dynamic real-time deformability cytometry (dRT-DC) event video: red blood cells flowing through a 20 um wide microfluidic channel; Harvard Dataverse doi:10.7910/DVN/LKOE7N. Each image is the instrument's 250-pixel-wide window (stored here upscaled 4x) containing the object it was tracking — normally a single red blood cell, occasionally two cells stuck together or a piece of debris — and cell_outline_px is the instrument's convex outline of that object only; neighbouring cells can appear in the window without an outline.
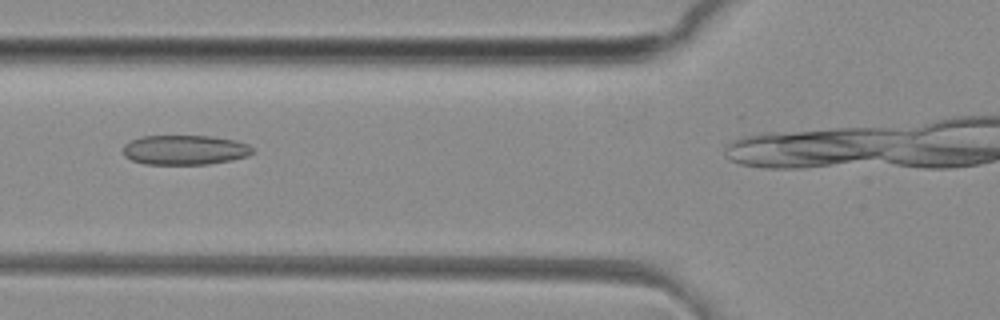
{"species": "common noctule bat (a hibernating species)", "species_latin": "Nyctalus noctula", "temperature_condition": "room temperature", "stored_images_in_passage": 14, "camera_frame_rate_fps": 3000, "um_per_image_px": 0.085, "animal": {"sex": "female", "body_mass_g": 29.2, "forearm_length_mm": 56.3}, "frame": {"image": 1, "passage_image": 8, "time_ms": 2.333, "image_size_px": [1000, 320], "cell_outline_px": [[252, 152], [248, 156], [232, 160], [208, 164], [144, 164], [132, 160], [124, 156], [124, 144], [140, 136], [212, 136], [236, 140], [248, 144], [252, 148]], "centroid_in_image_um": [15.71, 12.74], "position_along_channel_um": 110.1, "area_um2": 22.43}}
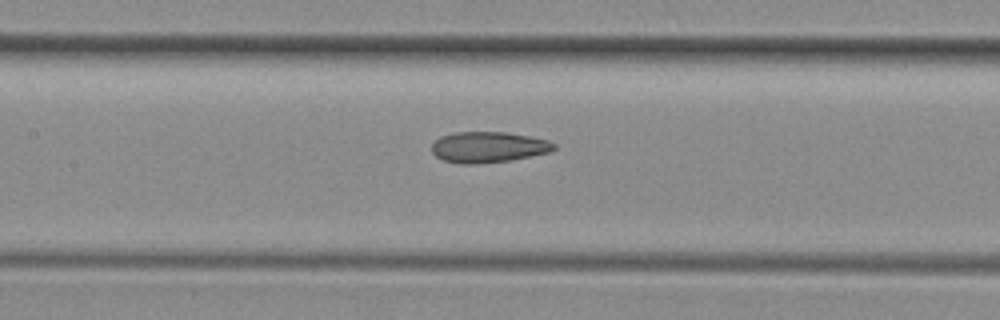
{"frame": {"image": 2, "passage_image": 12, "time_ms": 3.667, "image_size_px": [1000, 320], "cell_outline_px": [[556, 148], [548, 152], [508, 160], [472, 164], [460, 164], [444, 160], [436, 156], [432, 152], [432, 144], [440, 136], [456, 132], [508, 132], [548, 140], [556, 144]], "centroid_in_image_um": [41.48, 12.49], "position_along_channel_um": 165.9, "area_um2": 21.73}}